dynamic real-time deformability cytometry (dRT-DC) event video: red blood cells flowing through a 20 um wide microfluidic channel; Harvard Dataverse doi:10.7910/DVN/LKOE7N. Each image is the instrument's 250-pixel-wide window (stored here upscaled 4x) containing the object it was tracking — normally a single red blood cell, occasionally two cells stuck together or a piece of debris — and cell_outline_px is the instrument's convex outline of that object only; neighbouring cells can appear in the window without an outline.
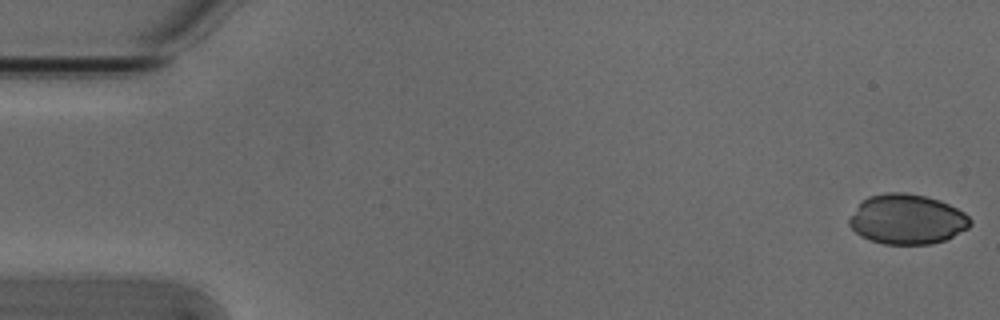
{"species": "Egyptian fruit bat (a non-hibernating species)", "species_latin": "Rousettus aegyptiacus", "temperature_condition": "cold", "stored_images_in_passage": 53, "camera_frame_rate_fps": 3000, "um_per_image_px": 0.085, "animal": {"sex": "male"}, "frame": {"image": 1, "passage_image": 1, "time_ms": 0.0, "image_size_px": [1000, 320], "cell_outline_px": [[972, 224], [968, 228], [944, 240], [932, 244], [884, 244], [860, 236], [848, 224], [848, 220], [860, 200], [868, 196], [888, 192], [904, 192], [924, 196], [940, 200], [964, 212], [972, 220]], "centroid_in_image_um": [77.08, 18.63], "position_along_channel_um": 7.9, "area_um2": 35.26}}